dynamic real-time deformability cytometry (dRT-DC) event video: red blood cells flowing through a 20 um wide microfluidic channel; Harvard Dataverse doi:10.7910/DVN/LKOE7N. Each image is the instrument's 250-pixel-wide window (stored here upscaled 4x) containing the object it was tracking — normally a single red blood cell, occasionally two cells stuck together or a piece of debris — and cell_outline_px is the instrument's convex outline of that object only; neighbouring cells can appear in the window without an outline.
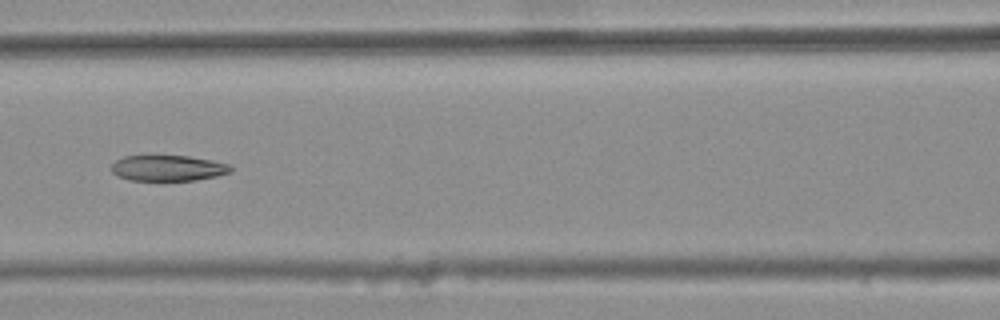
{"species": "common noctule bat (a hibernating species)", "species_latin": "Nyctalus noctula", "temperature_condition": "warm", "stored_images_in_passage": 6, "camera_frame_rate_fps": 3000, "um_per_image_px": 0.085, "animal": {"sex": "female", "body_mass_g": 25.1}, "frame": {"image": 1, "passage_image": 6, "time_ms": 1.667, "image_size_px": [1000, 320], "cell_outline_px": [[232, 172], [216, 176], [196, 180], [128, 180], [112, 172], [112, 164], [116, 160], [124, 156], [188, 156], [212, 160], [228, 164], [232, 168]], "centroid_in_image_um": [14.3, 14.29], "position_along_channel_um": 152.3, "area_um2": 17.74}}